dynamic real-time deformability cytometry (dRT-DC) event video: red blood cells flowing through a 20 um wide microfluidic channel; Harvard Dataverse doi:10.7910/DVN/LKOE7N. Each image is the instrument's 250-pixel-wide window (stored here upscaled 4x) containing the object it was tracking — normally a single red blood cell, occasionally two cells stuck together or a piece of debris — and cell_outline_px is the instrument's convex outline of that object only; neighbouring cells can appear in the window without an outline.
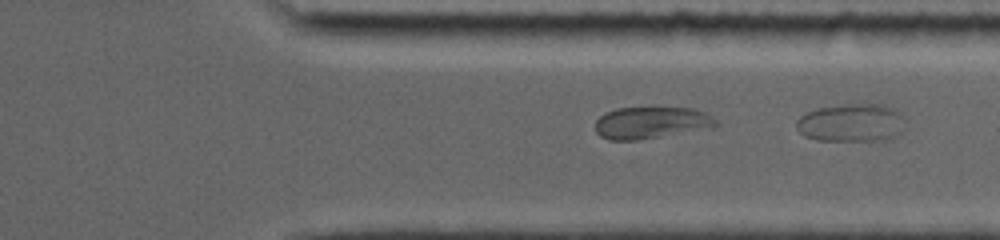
{"species": "common noctule bat (a hibernating species)", "species_latin": "Nyctalus noctula", "temperature_condition": "room temperature", "stored_images_in_passage": 29, "camera_frame_rate_fps": 5000, "um_per_image_px": 0.085, "animal": {"sex": "female", "body_mass_g": 19.0, "forearm_length_mm": 56.7}, "frame": {"image": 1, "passage_image": 29, "time_ms": 6.2, "image_size_px": [1000, 240], "cell_outline_px": [[904, 132], [896, 136], [884, 140], [816, 140], [804, 136], [796, 128], [796, 120], [800, 116], [808, 112], [820, 108], [844, 104], [876, 104], [892, 108], [900, 112]], "centroid_in_image_um": [72.35, 10.45], "position_along_channel_um": 339.0, "area_um2": 23.99}}